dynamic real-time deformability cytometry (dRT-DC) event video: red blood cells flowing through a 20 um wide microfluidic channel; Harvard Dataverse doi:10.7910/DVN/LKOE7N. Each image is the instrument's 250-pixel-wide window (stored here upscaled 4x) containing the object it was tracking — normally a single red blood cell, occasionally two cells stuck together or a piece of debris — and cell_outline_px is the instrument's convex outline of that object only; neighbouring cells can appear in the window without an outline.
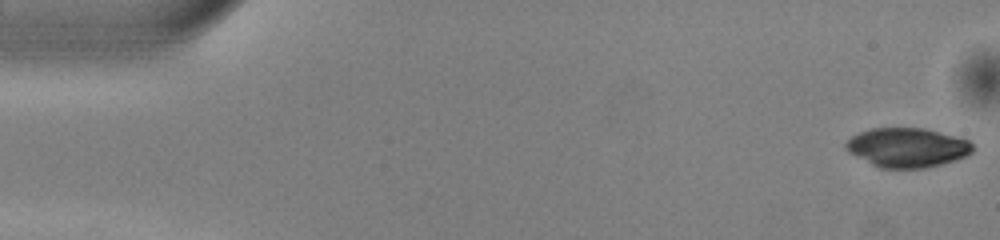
{"species": "common noctule bat (a hibernating species)", "species_latin": "Nyctalus noctula", "temperature_condition": "warm", "stored_images_in_passage": 50, "camera_frame_rate_fps": 3000, "um_per_image_px": 0.085, "animal": {"sex": "male", "body_mass_g": 13.0, "forearm_length_mm": 53.1}, "frame": {"image": 1, "passage_image": 1, "time_ms": 0.0, "image_size_px": [1000, 240], "cell_outline_px": [[972, 152], [964, 156], [940, 164], [924, 168], [880, 168], [848, 152], [844, 148], [844, 144], [852, 136], [860, 132], [872, 128], [924, 128], [968, 140], [972, 144]], "centroid_in_image_um": [77.06, 12.54], "position_along_channel_um": 7.9, "area_um2": 28.67}}